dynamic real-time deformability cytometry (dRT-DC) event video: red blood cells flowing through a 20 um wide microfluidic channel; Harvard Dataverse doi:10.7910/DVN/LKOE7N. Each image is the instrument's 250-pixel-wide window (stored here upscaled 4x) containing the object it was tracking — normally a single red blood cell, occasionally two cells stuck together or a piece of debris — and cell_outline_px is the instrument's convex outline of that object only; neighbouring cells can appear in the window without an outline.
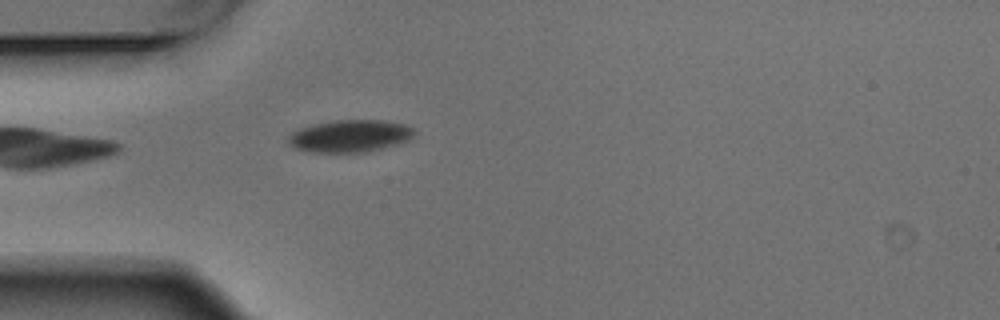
{"species": "Egyptian fruit bat (a non-hibernating species)", "species_latin": "Rousettus aegyptiacus", "temperature_condition": "warm", "stored_images_in_passage": 4, "camera_frame_rate_fps": 3000, "um_per_image_px": 0.085, "animal": {"sex": "male"}, "frame": {"image": 1, "passage_image": 4, "time_ms": 1.0, "image_size_px": [1000, 320], "cell_outline_px": [[416, 132], [408, 140], [396, 144], [368, 152], [312, 152], [296, 148], [288, 144], [288, 136], [292, 132], [300, 128], [332, 120], [380, 120], [404, 124], [412, 128]], "centroid_in_image_um": [29.73, 11.56], "position_along_channel_um": 55.3, "area_um2": 23.52}}